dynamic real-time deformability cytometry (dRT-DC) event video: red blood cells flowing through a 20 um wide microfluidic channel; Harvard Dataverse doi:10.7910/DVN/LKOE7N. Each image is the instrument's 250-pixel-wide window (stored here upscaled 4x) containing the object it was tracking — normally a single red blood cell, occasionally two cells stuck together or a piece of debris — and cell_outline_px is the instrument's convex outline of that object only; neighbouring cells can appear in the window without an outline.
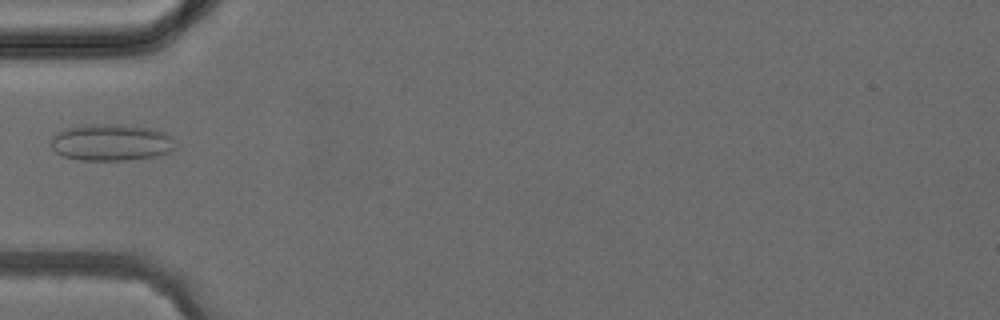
{"species": "common noctule bat (a hibernating species)", "species_latin": "Nyctalus noctula", "temperature_condition": "cold", "stored_images_in_passage": 5, "camera_frame_rate_fps": 3000, "um_per_image_px": 0.085, "animal": {"sex": "female", "body_mass_g": 24.6, "forearm_length_mm": 56.2}, "frame": {"image": 1, "passage_image": 5, "time_ms": 4.667, "image_size_px": [1000, 320], "cell_outline_px": [[176, 148], [172, 152], [156, 156], [124, 160], [80, 160], [64, 156], [56, 152], [48, 144], [52, 136], [64, 128], [92, 124], [120, 124], [152, 128], [168, 132], [172, 136]], "centroid_in_image_um": [9.48, 12.1], "position_along_channel_um": 75.5, "area_um2": 27.05}}